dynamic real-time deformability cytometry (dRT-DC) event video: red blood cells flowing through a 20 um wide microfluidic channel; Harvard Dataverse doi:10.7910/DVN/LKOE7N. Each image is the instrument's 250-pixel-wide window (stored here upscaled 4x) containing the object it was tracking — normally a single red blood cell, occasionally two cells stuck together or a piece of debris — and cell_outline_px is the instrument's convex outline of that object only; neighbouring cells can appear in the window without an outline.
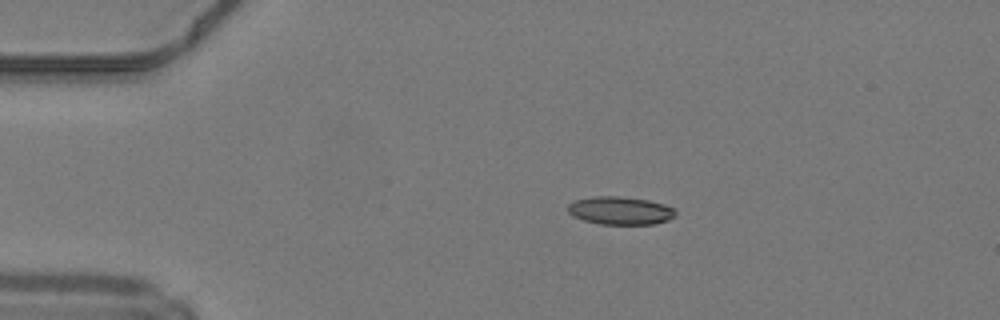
{"species": "common noctule bat (a hibernating species)", "species_latin": "Nyctalus noctula", "temperature_condition": "warm", "stored_images_in_passage": 48, "camera_frame_rate_fps": 3000, "um_per_image_px": 0.085, "animal": {"sex": "male", "body_mass_g": 19.2, "forearm_length_mm": 51.8}, "frame": {"image": 1, "passage_image": 9, "time_ms": 2.667, "image_size_px": [1000, 320], "cell_outline_px": [[676, 216], [668, 220], [656, 224], [600, 224], [584, 220], [572, 216], [568, 212], [568, 204], [576, 200], [592, 196], [620, 196], [648, 200], [664, 204], [676, 208]], "centroid_in_image_um": [52.75, 17.9], "position_along_channel_um": 32.2, "area_um2": 17.74}}
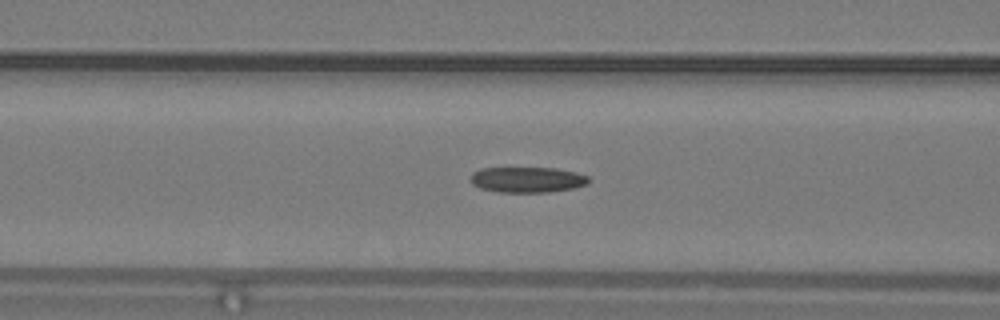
{"frame": {"image": 2, "passage_image": 19, "time_ms": 6.0, "image_size_px": [1000, 320], "cell_outline_px": [[588, 184], [572, 188], [548, 192], [496, 192], [480, 188], [472, 184], [472, 172], [480, 168], [556, 168], [576, 172], [588, 176]], "centroid_in_image_um": [44.81, 15.27], "position_along_channel_um": 121.8, "area_um2": 17.57}}
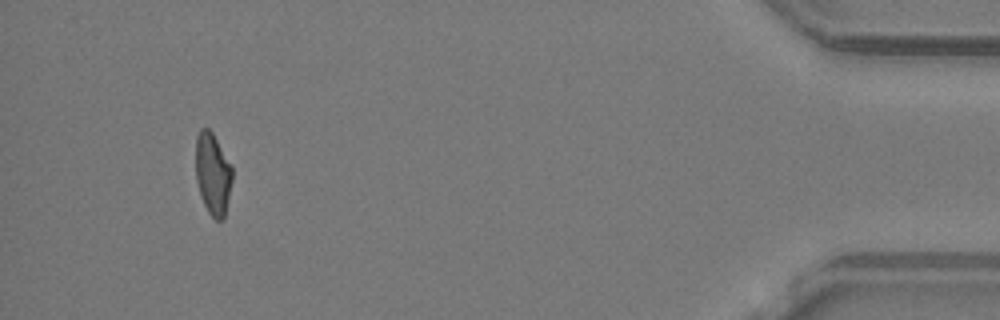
{"frame": {"image": 3, "passage_image": 45, "time_ms": 14.667, "image_size_px": [1000, 320], "cell_outline_px": [[232, 180], [224, 216], [220, 220], [216, 220], [208, 212], [200, 196], [196, 180], [196, 136], [200, 128], [208, 128], [212, 132], [232, 164]], "centroid_in_image_um": [18.08, 14.74], "position_along_channel_um": 417.1, "area_um2": 17.46}, "authors_computed_cell_mechanics": {"area_um2": 17.8891, "velocity_mm_per_s": 4.2317, "shape_relaxation_time_tau1_ms": null, "shape_relaxation_time_tau2_ms": 4.2706, "deformation_change_tau1": null, "deformation_change_tau2": 0.1298}}